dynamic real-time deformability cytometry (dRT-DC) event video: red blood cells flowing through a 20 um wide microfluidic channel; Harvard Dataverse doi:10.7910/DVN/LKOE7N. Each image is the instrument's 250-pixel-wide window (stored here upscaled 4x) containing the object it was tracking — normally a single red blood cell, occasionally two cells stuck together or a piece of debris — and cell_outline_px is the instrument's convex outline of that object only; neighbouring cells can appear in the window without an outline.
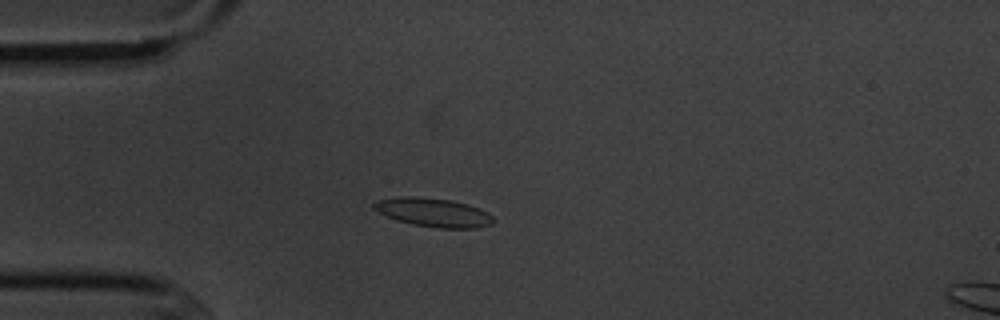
{"species": "common noctule bat (a hibernating species)", "species_latin": "Nyctalus noctula", "temperature_condition": "cold", "stored_images_in_passage": 9, "camera_frame_rate_fps": 3000, "um_per_image_px": 0.085, "animal": {"sex": "male", "body_mass_g": 20.1, "forearm_length_mm": 53.5}, "frame": {"image": 1, "passage_image": 3, "time_ms": 2.333, "image_size_px": [1000, 320], "cell_outline_px": [[496, 220], [492, 224], [476, 228], [436, 228], [412, 224], [396, 220], [372, 208], [372, 204], [376, 200], [400, 196], [412, 196], [452, 200], [468, 204], [492, 216]], "centroid_in_image_um": [36.81, 18.06], "position_along_channel_um": 48.2, "area_um2": 19.94}}
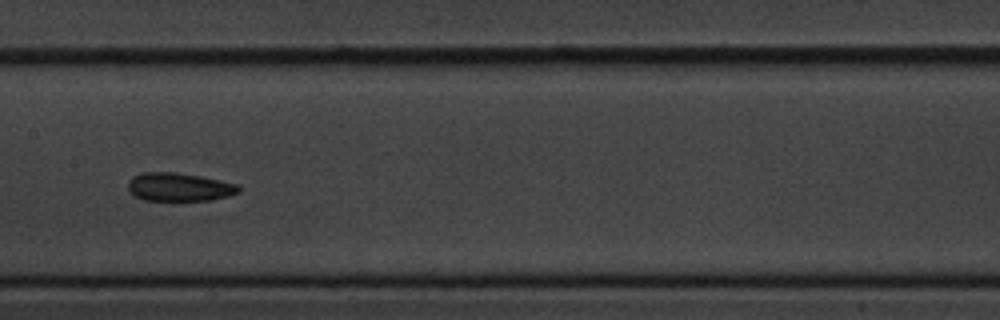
{"frame": {"image": 2, "passage_image": 7, "time_ms": 6.667, "image_size_px": [1000, 320], "cell_outline_px": [[240, 192], [228, 196], [212, 200], [144, 200], [136, 196], [128, 188], [128, 180], [132, 176], [144, 172], [176, 172], [200, 176], [240, 184]], "centroid_in_image_um": [15.26, 15.89], "position_along_channel_um": 192.1, "area_um2": 18.32}}
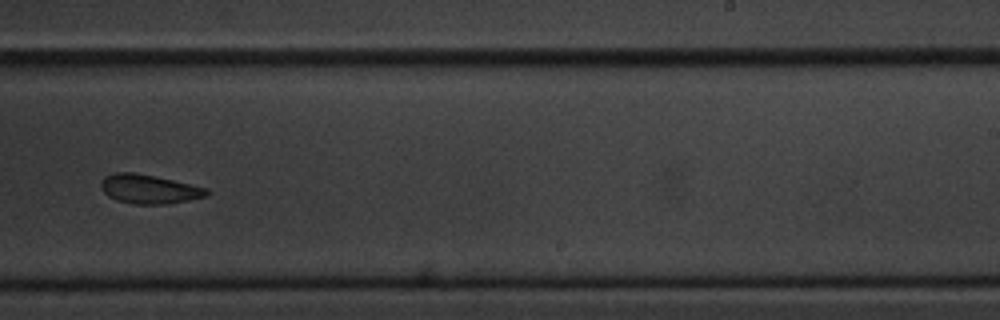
{"frame": {"image": 3, "passage_image": 9, "time_ms": 9.0, "image_size_px": [1000, 320], "cell_outline_px": [[208, 196], [188, 200], [164, 204], [136, 204], [116, 200], [108, 196], [104, 192], [100, 184], [104, 176], [116, 172], [132, 172], [172, 180], [208, 188]], "centroid_in_image_um": [12.66, 16.07], "position_along_channel_um": 276.3, "area_um2": 17.69}}